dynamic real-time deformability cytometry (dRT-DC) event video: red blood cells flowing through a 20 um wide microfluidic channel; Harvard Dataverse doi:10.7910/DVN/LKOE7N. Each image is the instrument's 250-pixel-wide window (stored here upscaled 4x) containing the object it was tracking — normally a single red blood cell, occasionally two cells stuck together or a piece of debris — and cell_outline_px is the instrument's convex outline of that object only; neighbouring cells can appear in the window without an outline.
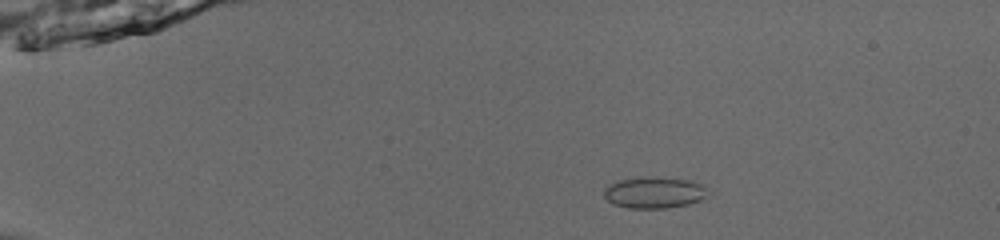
{"species": "common noctule bat (a hibernating species)", "species_latin": "Nyctalus noctula", "temperature_condition": "room temperature", "stored_images_in_passage": 52, "camera_frame_rate_fps": 3000, "um_per_image_px": 0.085, "animal": {"sex": "male", "body_mass_g": 13.0, "forearm_length_mm": 53.1}, "frame": {"image": 1, "passage_image": 10, "time_ms": 3.0, "image_size_px": [1000, 240], "cell_outline_px": [[712, 196], [704, 200], [688, 204], [668, 208], [628, 208], [612, 204], [604, 196], [604, 188], [608, 184], [616, 180], [640, 176], [688, 180], [700, 184]], "centroid_in_image_um": [55.6, 16.37], "position_along_channel_um": 29.4, "area_um2": 19.31}}
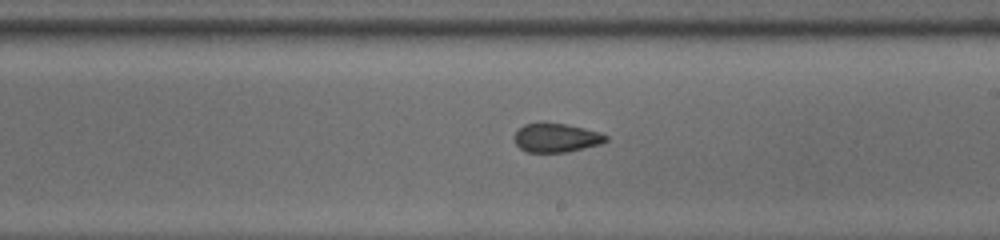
{"frame": {"image": 2, "passage_image": 32, "time_ms": 10.333, "image_size_px": [1000, 240], "cell_outline_px": [[608, 140], [600, 144], [568, 152], [528, 152], [520, 148], [516, 144], [512, 136], [524, 124], [540, 120], [564, 124], [584, 128], [600, 132], [608, 136]], "centroid_in_image_um": [47.25, 11.68], "position_along_channel_um": 241.8, "area_um2": 15.78}}
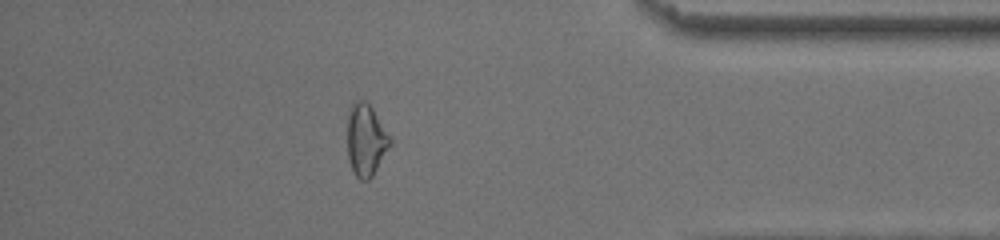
{"frame": {"image": 3, "passage_image": 46, "time_ms": 15.0, "image_size_px": [1000, 240], "cell_outline_px": [[392, 144], [372, 176], [368, 180], [360, 180], [356, 176], [352, 168], [348, 156], [348, 112], [352, 104], [356, 100], [364, 100], [372, 108], [392, 140]], "centroid_in_image_um": [31.11, 11.9], "position_along_channel_um": 404.1, "area_um2": 17.69}, "authors_computed_cell_mechanics": {"area_um2": 17.2533, "velocity_mm_per_s": 3.968, "shape_relaxation_time_tau1_ms": null, "shape_relaxation_time_tau2_ms": 1.0844, "deformation_change_tau1": null, "deformation_change_tau2": 0.0501}}